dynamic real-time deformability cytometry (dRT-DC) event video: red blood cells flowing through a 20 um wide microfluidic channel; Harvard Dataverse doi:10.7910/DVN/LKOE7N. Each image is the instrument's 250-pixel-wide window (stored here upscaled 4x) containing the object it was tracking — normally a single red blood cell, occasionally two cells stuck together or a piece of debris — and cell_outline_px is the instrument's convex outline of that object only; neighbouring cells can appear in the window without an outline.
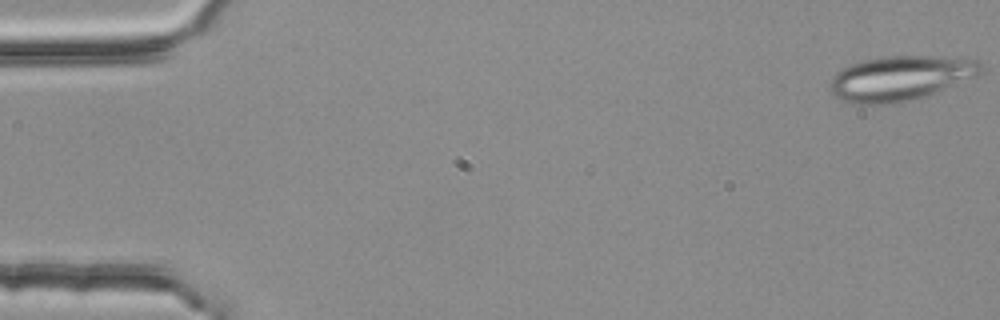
{"species": "common noctule bat (a hibernating species)", "species_latin": "Nyctalus noctula", "temperature_condition": "room temperature", "stored_images_in_passage": 4, "camera_frame_rate_fps": 3000, "um_per_image_px": 0.085, "animal": {"sex": "female", "body_mass_g": 25.1}, "frame": {"image": 1, "passage_image": 1, "time_ms": 0.0, "image_size_px": [1000, 320], "cell_outline_px": [[984, 68], [976, 76], [920, 100], [900, 104], [856, 104], [844, 100], [836, 96], [828, 88], [828, 84], [832, 76], [836, 72], [852, 64], [884, 56], [928, 56], [980, 60], [984, 64]], "centroid_in_image_um": [76.56, 6.68], "position_along_channel_um": 8.4, "area_um2": 39.82}}